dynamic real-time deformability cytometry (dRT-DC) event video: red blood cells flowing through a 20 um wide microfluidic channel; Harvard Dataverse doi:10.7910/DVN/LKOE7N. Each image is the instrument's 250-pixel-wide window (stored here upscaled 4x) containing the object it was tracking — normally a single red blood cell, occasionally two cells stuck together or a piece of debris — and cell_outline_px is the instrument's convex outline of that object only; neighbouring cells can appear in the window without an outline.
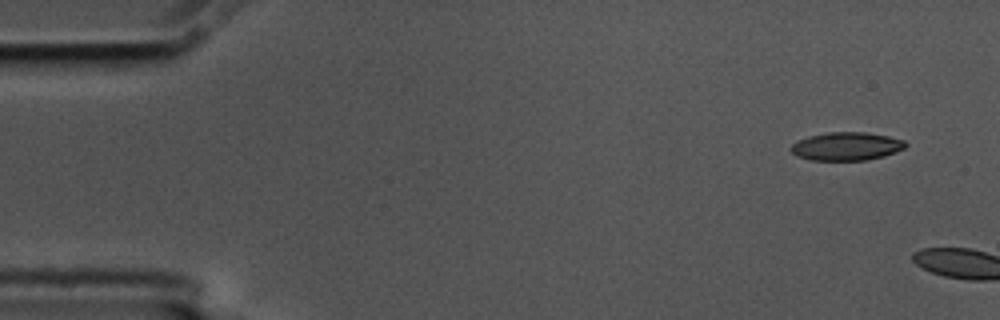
{"species": "common noctule bat (a hibernating species)", "species_latin": "Nyctalus noctula", "temperature_condition": "cold", "stored_images_in_passage": 2, "camera_frame_rate_fps": 3000, "um_per_image_px": 0.085, "animal": {"sex": "male", "body_mass_g": 17.5, "forearm_length_mm": 52.3}, "frame": {"image": 1, "passage_image": 1, "time_ms": 0.0, "image_size_px": [1000, 320], "cell_outline_px": [[908, 144], [904, 148], [896, 152], [884, 156], [864, 160], [808, 160], [796, 156], [792, 152], [792, 144], [808, 136], [828, 132], [864, 132], [888, 136], [904, 140]], "centroid_in_image_um": [71.96, 12.44], "position_along_channel_um": 13.0, "area_um2": 18.79}}